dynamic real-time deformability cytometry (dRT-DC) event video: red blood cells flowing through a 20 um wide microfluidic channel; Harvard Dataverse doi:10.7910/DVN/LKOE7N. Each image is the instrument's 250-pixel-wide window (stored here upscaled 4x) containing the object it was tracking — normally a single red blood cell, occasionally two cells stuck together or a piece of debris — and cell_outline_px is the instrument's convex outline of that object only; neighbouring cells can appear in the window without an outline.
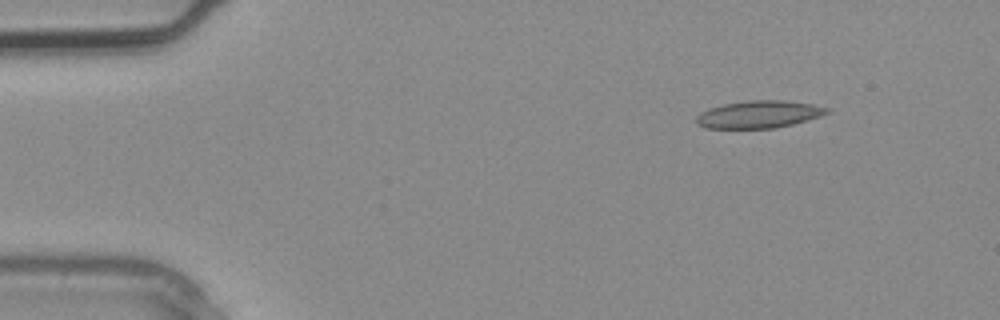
{"species": "common noctule bat (a hibernating species)", "species_latin": "Nyctalus noctula", "temperature_condition": "warm", "stored_images_in_passage": 2, "camera_frame_rate_fps": 3000, "um_per_image_px": 0.085, "animal": {"sex": "male", "body_mass_g": 20.4}, "frame": {"image": 1, "passage_image": 1, "time_ms": 0.0, "image_size_px": [1000, 320], "cell_outline_px": [[832, 108], [828, 112], [820, 116], [792, 124], [776, 128], [704, 128], [696, 124], [696, 116], [700, 112], [708, 108], [724, 104], [748, 100], [780, 100], [812, 104]], "centroid_in_image_um": [64.47, 9.72], "position_along_channel_um": 20.5, "area_um2": 20.87}}